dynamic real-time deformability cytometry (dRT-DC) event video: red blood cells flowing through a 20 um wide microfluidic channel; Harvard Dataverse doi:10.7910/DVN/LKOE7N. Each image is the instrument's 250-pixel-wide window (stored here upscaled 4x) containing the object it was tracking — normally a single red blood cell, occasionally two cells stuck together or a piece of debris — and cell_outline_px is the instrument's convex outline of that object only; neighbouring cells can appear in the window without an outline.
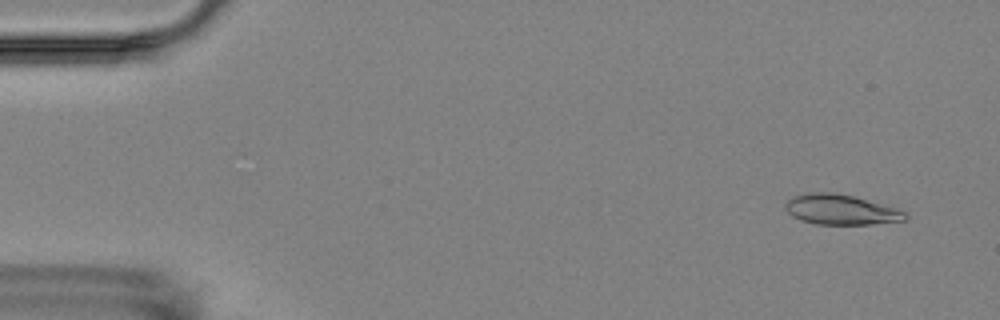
{"species": "Egyptian fruit bat (a non-hibernating species)", "species_latin": "Rousettus aegyptiacus", "temperature_condition": "room temperature", "stored_images_in_passage": 6, "camera_frame_rate_fps": 3000, "um_per_image_px": 0.085, "animal": {"sex": "female"}, "frame": {"image": 1, "passage_image": 1, "time_ms": 0.0, "image_size_px": [1000, 320], "cell_outline_px": [[908, 216], [904, 220], [868, 224], [816, 224], [800, 220], [792, 216], [784, 208], [784, 204], [792, 196], [812, 192], [832, 192], [852, 196], [896, 208], [904, 212]], "centroid_in_image_um": [71.41, 17.81], "position_along_channel_um": 13.6, "area_um2": 20.81}}